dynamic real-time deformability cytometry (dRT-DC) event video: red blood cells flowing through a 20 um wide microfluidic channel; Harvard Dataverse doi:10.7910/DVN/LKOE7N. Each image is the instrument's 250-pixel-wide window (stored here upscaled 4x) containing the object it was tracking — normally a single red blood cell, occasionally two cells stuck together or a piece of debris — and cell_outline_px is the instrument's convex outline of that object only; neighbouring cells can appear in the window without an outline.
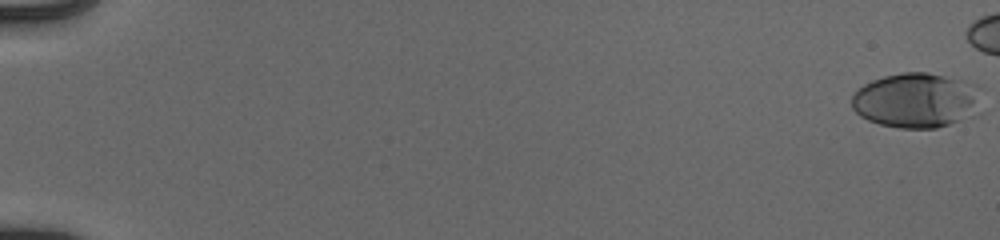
{"species": "human", "species_latin": "Homo sapiens", "temperature_condition": "cold", "stored_images_in_passage": 49, "camera_frame_rate_fps": 3000, "um_per_image_px": 0.085, "donor": {"sex": "male"}, "frame": {"image": 1, "passage_image": 1, "time_ms": 0.0, "image_size_px": [1000, 240], "cell_outline_px": [[984, 88], [980, 112], [976, 116], [936, 128], [900, 128], [880, 124], [868, 120], [860, 116], [852, 108], [852, 96], [864, 84], [872, 80], [884, 76], [900, 72], [928, 72], [976, 84]], "centroid_in_image_um": [77.99, 8.53], "position_along_channel_um": 7.0, "area_um2": 42.37}}
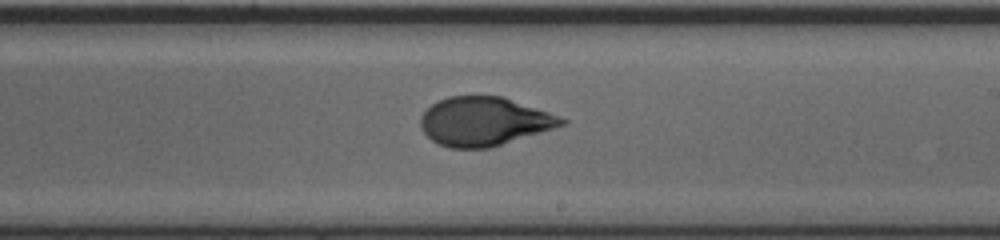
{"frame": {"image": 2, "passage_image": 35, "time_ms": 11.333, "image_size_px": [1000, 240], "cell_outline_px": [[568, 120], [564, 124], [540, 132], [488, 148], [448, 148], [432, 140], [420, 128], [420, 116], [432, 104], [448, 96], [504, 96], [548, 112]], "centroid_in_image_um": [41.11, 10.31], "position_along_channel_um": 247.9, "area_um2": 39.59}}
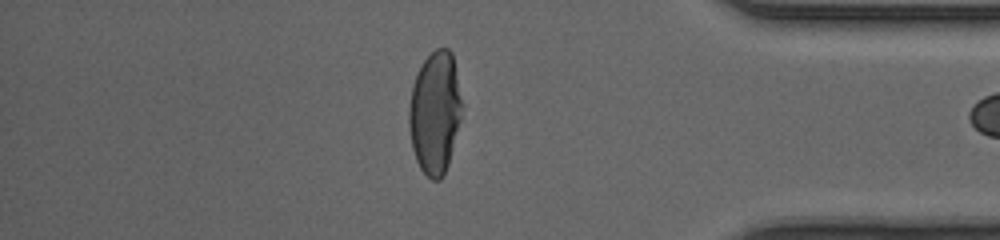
{"frame": {"image": 3, "passage_image": 48, "time_ms": 15.667, "image_size_px": [1000, 240], "cell_outline_px": [[460, 120], [448, 164], [440, 180], [432, 180], [420, 168], [416, 160], [412, 148], [408, 124], [408, 108], [412, 84], [424, 60], [436, 48], [448, 48], [452, 52], [460, 100]], "centroid_in_image_um": [36.93, 9.58], "position_along_channel_um": 398.3, "area_um2": 37.17}}